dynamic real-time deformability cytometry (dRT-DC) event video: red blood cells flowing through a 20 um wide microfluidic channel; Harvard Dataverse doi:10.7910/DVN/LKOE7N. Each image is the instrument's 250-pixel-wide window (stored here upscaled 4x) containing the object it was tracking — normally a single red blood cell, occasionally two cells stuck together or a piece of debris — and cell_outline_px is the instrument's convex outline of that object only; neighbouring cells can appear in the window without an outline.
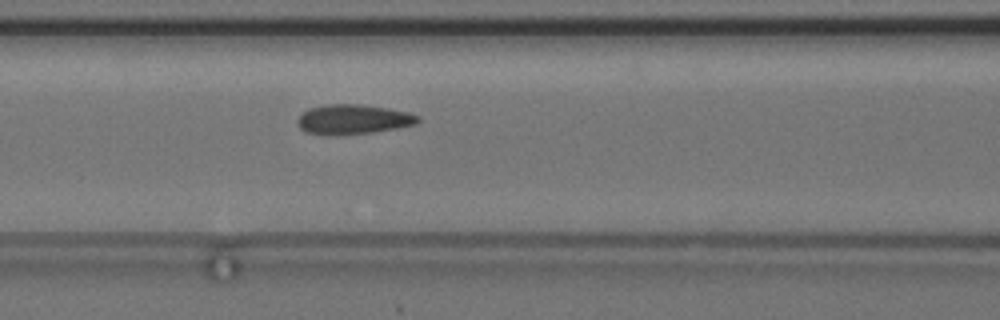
{"species": "common noctule bat (a hibernating species)", "species_latin": "Nyctalus noctula", "temperature_condition": "cold", "stored_images_in_passage": 38, "camera_frame_rate_fps": 3000, "um_per_image_px": 0.085, "animal": {"sex": "female", "body_mass_g": 24.6, "forearm_length_mm": 56.2}, "frame": {"image": 1, "passage_image": 6, "time_ms": 1.667, "image_size_px": [1000, 320], "cell_outline_px": [[420, 120], [416, 124], [396, 128], [372, 132], [336, 136], [328, 136], [304, 132], [300, 128], [296, 120], [308, 108], [324, 104], [360, 104], [388, 108], [408, 112], [420, 116]], "centroid_in_image_um": [29.99, 10.15], "position_along_channel_um": 136.6, "area_um2": 21.15}}
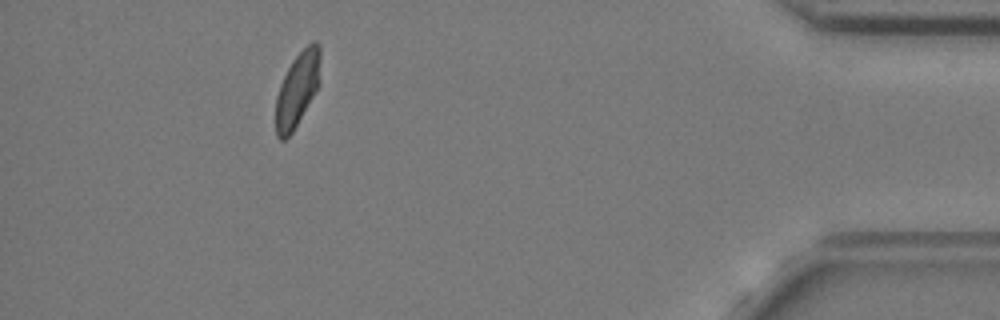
{"frame": {"image": 2, "passage_image": 33, "time_ms": 10.667, "image_size_px": [1000, 320], "cell_outline_px": [[320, 84], [292, 132], [284, 140], [280, 140], [276, 136], [276, 96], [280, 84], [292, 60], [312, 40], [316, 40], [320, 44]], "centroid_in_image_um": [25.29, 7.56], "position_along_channel_um": 409.9, "area_um2": 19.31}}